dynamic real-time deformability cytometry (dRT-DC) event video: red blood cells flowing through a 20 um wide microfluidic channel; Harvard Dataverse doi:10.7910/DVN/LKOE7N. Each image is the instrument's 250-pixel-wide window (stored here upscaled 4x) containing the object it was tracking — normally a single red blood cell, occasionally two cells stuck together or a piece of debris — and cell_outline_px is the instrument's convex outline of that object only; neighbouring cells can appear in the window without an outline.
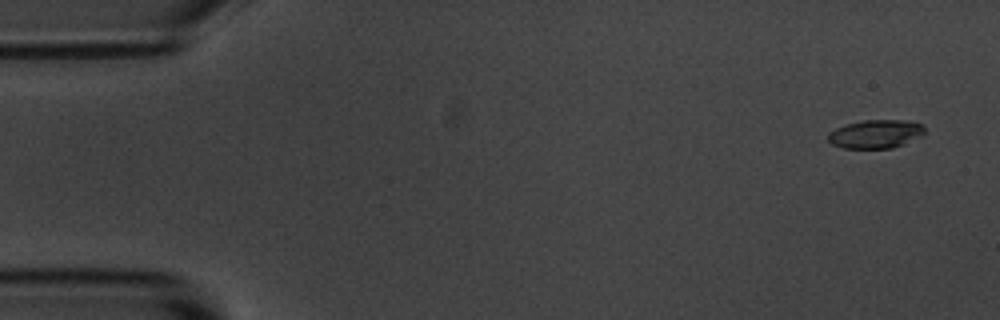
{"species": "common noctule bat (a hibernating species)", "species_latin": "Nyctalus noctula", "temperature_condition": "room temperature", "stored_images_in_passage": 8, "camera_frame_rate_fps": 3000, "um_per_image_px": 0.085, "animal": {"sex": "male", "body_mass_g": 20.1, "forearm_length_mm": 53.5}, "frame": {"image": 1, "passage_image": 1, "time_ms": 0.0, "image_size_px": [1000, 320], "cell_outline_px": [[924, 136], [904, 144], [892, 148], [844, 148], [832, 144], [828, 140], [828, 132], [836, 128], [848, 124], [864, 120], [904, 120], [924, 124]], "centroid_in_image_um": [74.47, 11.39], "position_along_channel_um": 10.5, "area_um2": 16.13}}
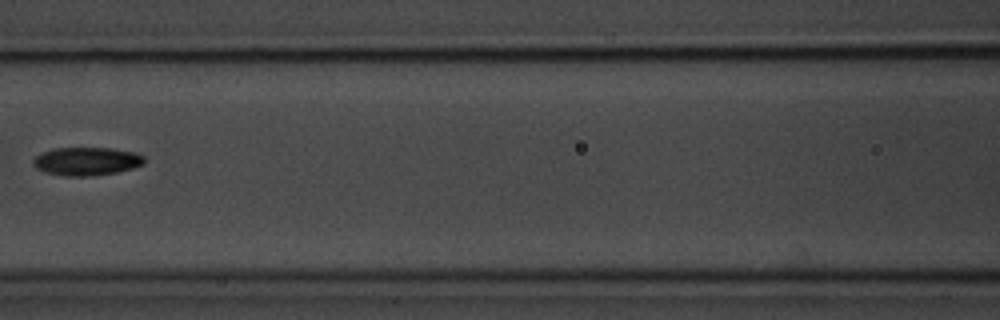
{"frame": {"image": 2, "passage_image": 7, "time_ms": 7.333, "image_size_px": [1000, 320], "cell_outline_px": [[144, 164], [132, 168], [116, 172], [88, 176], [64, 176], [44, 172], [36, 168], [32, 164], [32, 160], [36, 156], [52, 148], [112, 148], [132, 152], [144, 156]], "centroid_in_image_um": [7.32, 13.71], "position_along_channel_um": 159.3, "area_um2": 18.21}}
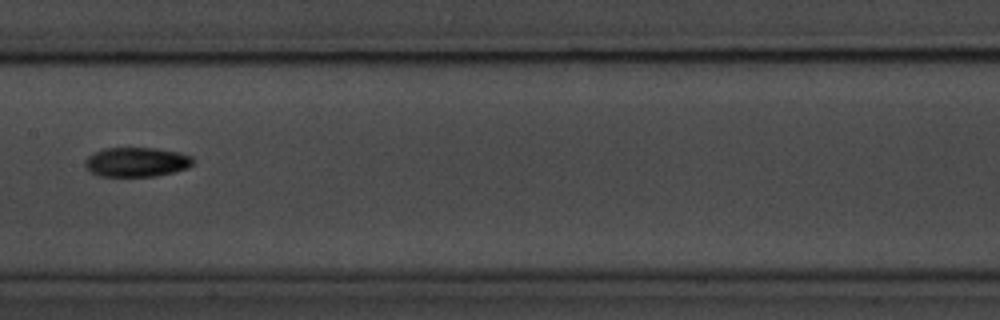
{"frame": {"image": 3, "passage_image": 8, "time_ms": 8.333, "image_size_px": [1000, 320], "cell_outline_px": [[192, 164], [184, 168], [172, 172], [152, 176], [100, 176], [92, 172], [84, 164], [84, 160], [92, 152], [104, 148], [156, 148], [180, 152], [192, 156]], "centroid_in_image_um": [11.56, 13.75], "position_along_channel_um": 195.8, "area_um2": 18.38}}